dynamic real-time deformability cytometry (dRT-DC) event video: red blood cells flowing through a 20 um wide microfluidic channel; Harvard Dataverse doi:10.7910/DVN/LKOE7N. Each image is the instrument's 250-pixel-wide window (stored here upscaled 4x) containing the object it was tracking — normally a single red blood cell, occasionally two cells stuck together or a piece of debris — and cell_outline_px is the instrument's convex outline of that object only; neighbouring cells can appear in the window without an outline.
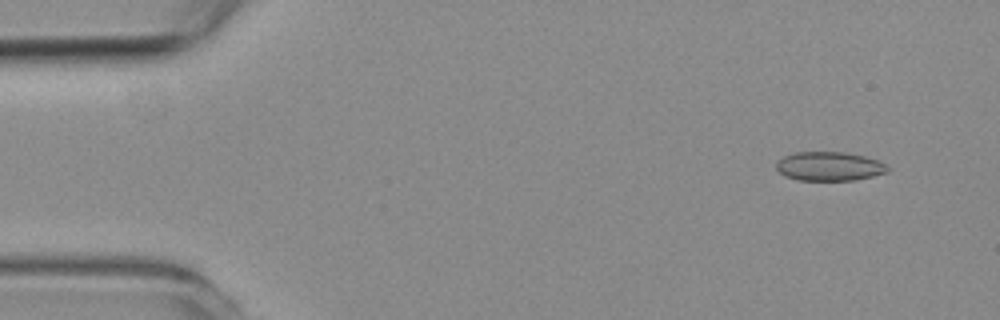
{"species": "common noctule bat (a hibernating species)", "species_latin": "Nyctalus noctula", "temperature_condition": "room temperature", "stored_images_in_passage": 59, "camera_frame_rate_fps": 3000, "um_per_image_px": 0.085, "animal": {"sex": "female", "body_mass_g": 19.3, "forearm_length_mm": 54.1}, "frame": {"image": 1, "passage_image": 5, "time_ms": 1.333, "image_size_px": [1000, 320], "cell_outline_px": [[892, 168], [888, 172], [856, 180], [796, 180], [784, 176], [776, 168], [776, 164], [784, 156], [796, 152], [844, 152], [864, 156], [880, 160]], "centroid_in_image_um": [70.54, 14.14], "position_along_channel_um": 14.5, "area_um2": 18.96}}
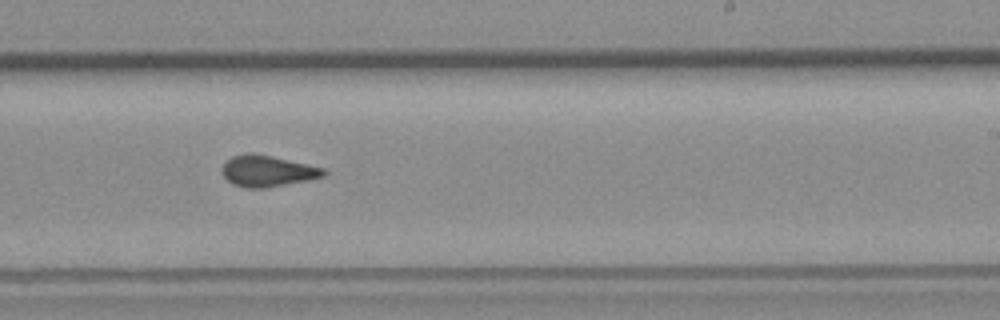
{"frame": {"image": 2, "passage_image": 35, "time_ms": 11.333, "image_size_px": [1000, 320], "cell_outline_px": [[328, 172], [324, 176], [308, 180], [264, 188], [244, 188], [232, 184], [220, 172], [220, 168], [232, 156], [248, 152], [252, 152], [272, 156], [324, 168]], "centroid_in_image_um": [22.7, 14.53], "position_along_channel_um": 266.3, "area_um2": 18.55}}
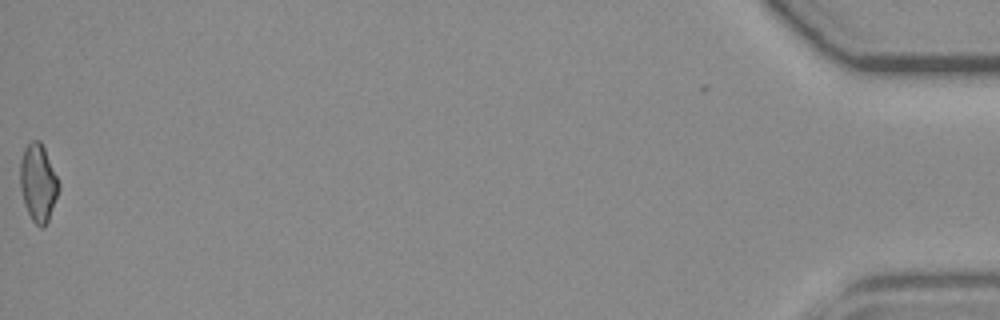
{"frame": {"image": 3, "passage_image": 58, "time_ms": 19.0, "image_size_px": [1000, 320], "cell_outline_px": [[60, 188], [48, 220], [44, 228], [40, 228], [32, 220], [24, 204], [20, 188], [20, 160], [24, 148], [32, 140], [40, 140], [44, 148], [60, 184]], "centroid_in_image_um": [3.23, 15.55], "position_along_channel_um": 432.0, "area_um2": 17.4}, "authors_computed_cell_mechanics": {"area_um2": 18.496, "velocity_mm_per_s": 3.5739, "shape_relaxation_time_tau1_ms": null, "shape_relaxation_time_tau2_ms": 1.6715, "deformation_change_tau1": null, "deformation_change_tau2": 0.08}}